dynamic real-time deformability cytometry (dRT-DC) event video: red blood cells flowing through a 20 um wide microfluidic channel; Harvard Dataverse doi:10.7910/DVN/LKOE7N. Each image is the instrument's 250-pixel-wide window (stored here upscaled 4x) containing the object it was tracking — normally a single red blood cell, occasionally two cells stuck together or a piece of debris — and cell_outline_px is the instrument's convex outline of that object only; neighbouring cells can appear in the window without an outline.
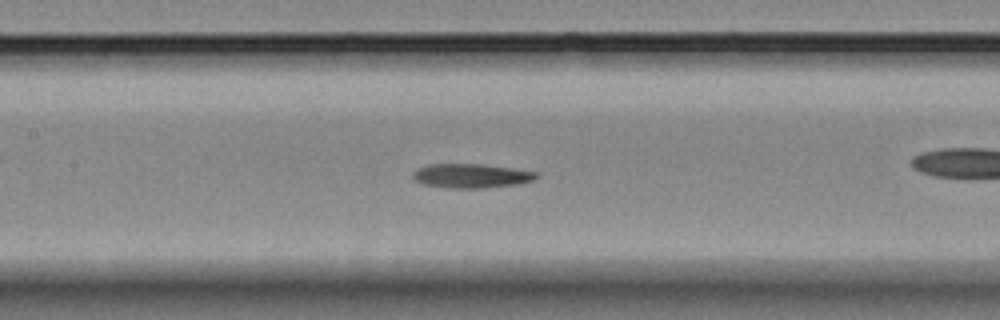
{"species": "Egyptian fruit bat (a non-hibernating species)", "species_latin": "Rousettus aegyptiacus", "temperature_condition": "room temperature", "stored_images_in_passage": 21, "camera_frame_rate_fps": 3000, "um_per_image_px": 0.085, "animal": {"sex": "female"}, "frame": {"image": 1, "passage_image": 11, "time_ms": 3.333, "image_size_px": [1000, 320], "cell_outline_px": [[540, 176], [536, 180], [520, 184], [484, 188], [444, 188], [424, 184], [412, 180], [412, 172], [428, 164], [480, 164], [512, 168], [536, 172]], "centroid_in_image_um": [40.07, 14.96], "position_along_channel_um": 167.3, "area_um2": 17.63}}
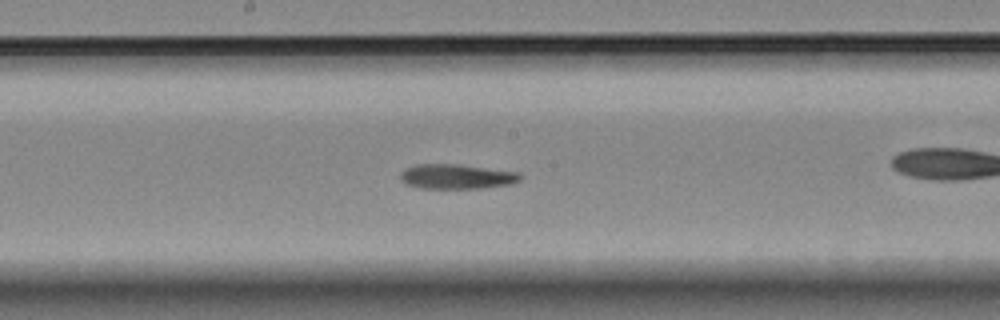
{"frame": {"image": 2, "passage_image": 14, "time_ms": 4.333, "image_size_px": [1000, 320], "cell_outline_px": [[520, 180], [512, 184], [484, 188], [420, 188], [404, 184], [400, 180], [400, 172], [404, 168], [416, 164], [456, 164], [520, 172]], "centroid_in_image_um": [38.77, 15.01], "position_along_channel_um": 209.4, "area_um2": 17.46}}